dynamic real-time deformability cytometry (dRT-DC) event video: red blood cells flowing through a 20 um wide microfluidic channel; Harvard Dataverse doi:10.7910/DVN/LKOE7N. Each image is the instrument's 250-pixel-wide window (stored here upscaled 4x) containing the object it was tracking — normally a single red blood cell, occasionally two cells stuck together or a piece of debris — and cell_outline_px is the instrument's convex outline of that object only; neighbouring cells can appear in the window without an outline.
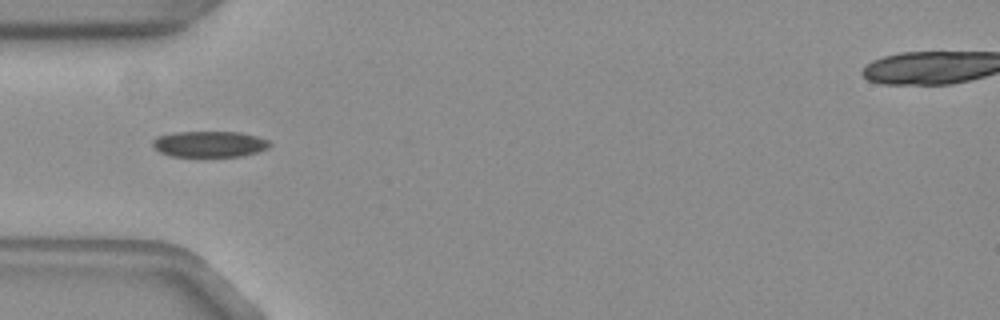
{"species": "common noctule bat (a hibernating species)", "species_latin": "Nyctalus noctula", "temperature_condition": "warm", "stored_images_in_passage": 38, "camera_frame_rate_fps": 3000, "um_per_image_px": 0.085, "animal": {"sex": "female", "body_mass_g": 19.3, "forearm_length_mm": 54.1}, "frame": {"image": 1, "passage_image": 1, "time_ms": 0.0, "image_size_px": [1000, 320], "cell_outline_px": [[272, 144], [268, 148], [244, 156], [204, 160], [168, 156], [160, 152], [152, 144], [152, 140], [160, 136], [180, 132], [240, 132], [256, 136], [268, 140]], "centroid_in_image_um": [17.82, 12.32], "position_along_channel_um": 67.2, "area_um2": 18.67}}
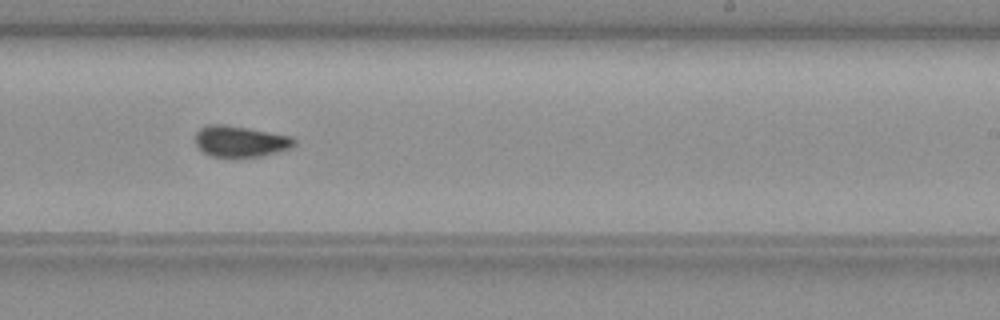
{"frame": {"image": 2, "passage_image": 17, "time_ms": 5.333, "image_size_px": [1000, 320], "cell_outline_px": [[296, 144], [292, 148], [260, 156], [236, 160], [228, 160], [212, 156], [204, 152], [196, 144], [196, 132], [200, 128], [208, 124], [220, 124], [248, 128], [292, 136], [296, 140]], "centroid_in_image_um": [20.44, 12.06], "position_along_channel_um": 268.6, "area_um2": 18.5}}
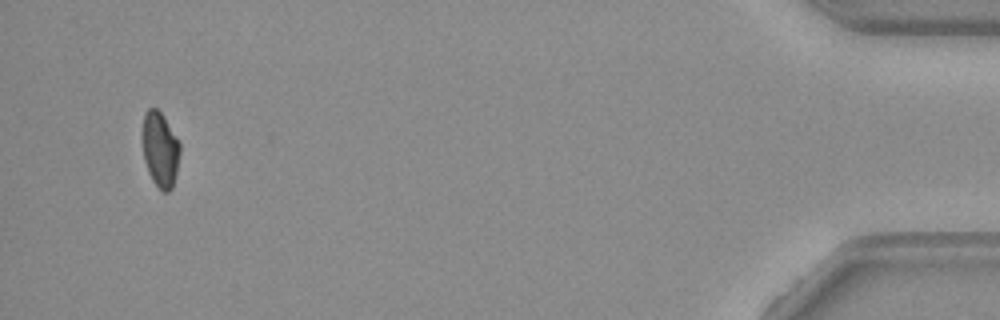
{"frame": {"image": 3, "passage_image": 36, "time_ms": 11.667, "image_size_px": [1000, 320], "cell_outline_px": [[180, 152], [176, 172], [172, 188], [168, 192], [164, 192], [156, 188], [148, 172], [144, 160], [144, 112], [148, 108], [156, 108], [160, 112], [180, 140]], "centroid_in_image_um": [13.64, 12.74], "position_along_channel_um": 421.6, "area_um2": 16.3}, "authors_computed_cell_mechanics": {"area_um2": 17.4845, "velocity_mm_per_s": 3.7641, "shape_relaxation_time_tau1_ms": 3.2686, "shape_relaxation_time_tau2_ms": 1.6092, "deformation_change_tau1": 0.1259, "deformation_change_tau2": 0.0553}}